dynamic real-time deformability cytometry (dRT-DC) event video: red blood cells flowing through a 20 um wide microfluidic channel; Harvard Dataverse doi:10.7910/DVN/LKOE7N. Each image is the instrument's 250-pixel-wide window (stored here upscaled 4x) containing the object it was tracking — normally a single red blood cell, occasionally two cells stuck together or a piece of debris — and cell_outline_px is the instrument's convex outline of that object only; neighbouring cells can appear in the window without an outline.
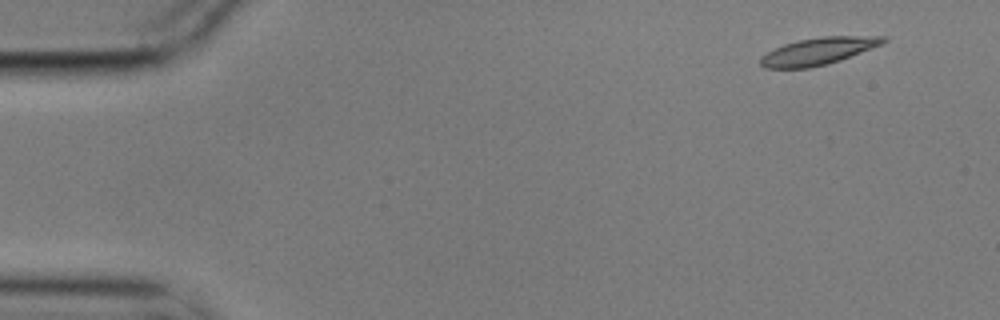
{"species": "common noctule bat (a hibernating species)", "species_latin": "Nyctalus noctula", "temperature_condition": "cold", "stored_images_in_passage": 5, "camera_frame_rate_fps": 3000, "um_per_image_px": 0.085, "animal": {"sex": "male", "body_mass_g": 17.9}, "frame": {"image": 1, "passage_image": 1, "time_ms": 0.0, "image_size_px": [1000, 320], "cell_outline_px": [[888, 40], [880, 44], [840, 60], [828, 64], [808, 68], [764, 68], [760, 64], [760, 56], [784, 44], [800, 40], [824, 36], [888, 36]], "centroid_in_image_um": [69.53, 4.35], "position_along_channel_um": 15.5, "area_um2": 19.13}}
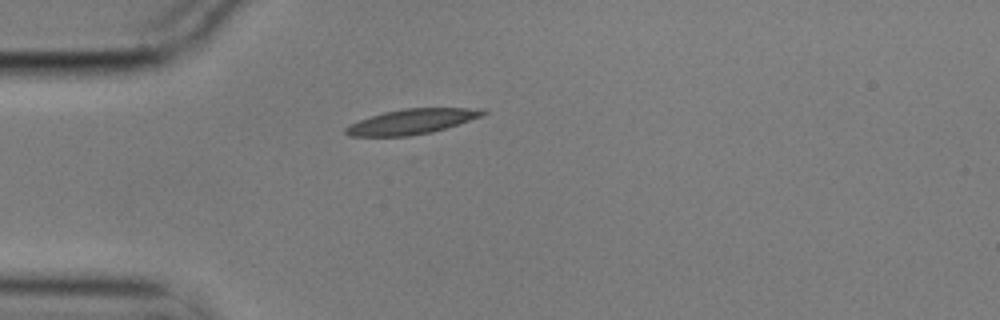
{"frame": {"image": 2, "passage_image": 4, "time_ms": 1.0, "image_size_px": [1000, 320], "cell_outline_px": [[488, 112], [480, 116], [432, 132], [412, 136], [348, 136], [344, 132], [344, 128], [348, 124], [384, 112], [404, 108], [484, 108]], "centroid_in_image_um": [34.95, 10.33], "position_along_channel_um": 50.0, "area_um2": 19.88}}